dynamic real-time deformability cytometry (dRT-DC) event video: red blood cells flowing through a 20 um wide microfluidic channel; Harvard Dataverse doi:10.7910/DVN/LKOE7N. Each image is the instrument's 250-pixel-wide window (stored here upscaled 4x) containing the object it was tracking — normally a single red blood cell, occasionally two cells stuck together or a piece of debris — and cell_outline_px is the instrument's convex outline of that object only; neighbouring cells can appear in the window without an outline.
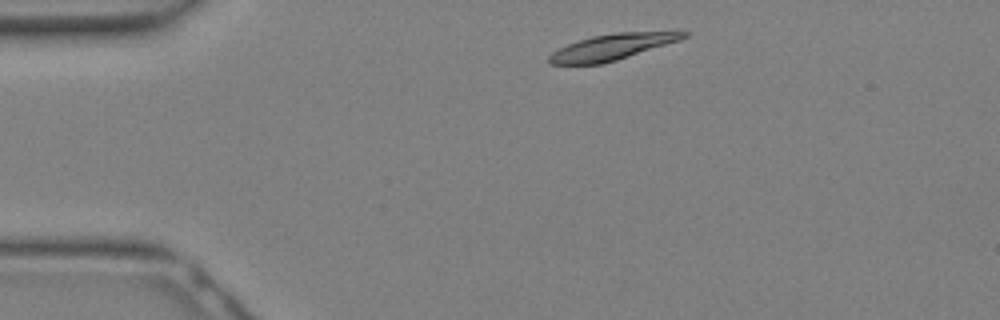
{"species": "Egyptian fruit bat (a non-hibernating species)", "species_latin": "Rousettus aegyptiacus", "temperature_condition": "warm", "stored_images_in_passage": 9, "camera_frame_rate_fps": 3000, "um_per_image_px": 0.085, "animal": {"sex": "female"}, "frame": {"image": 1, "passage_image": 2, "time_ms": 0.333, "image_size_px": [1000, 320], "cell_outline_px": [[688, 36], [680, 40], [616, 60], [600, 64], [548, 64], [548, 56], [552, 52], [568, 44], [592, 36], [616, 32], [688, 32]], "centroid_in_image_um": [51.99, 4.0], "position_along_channel_um": 33.0, "area_um2": 19.94}}
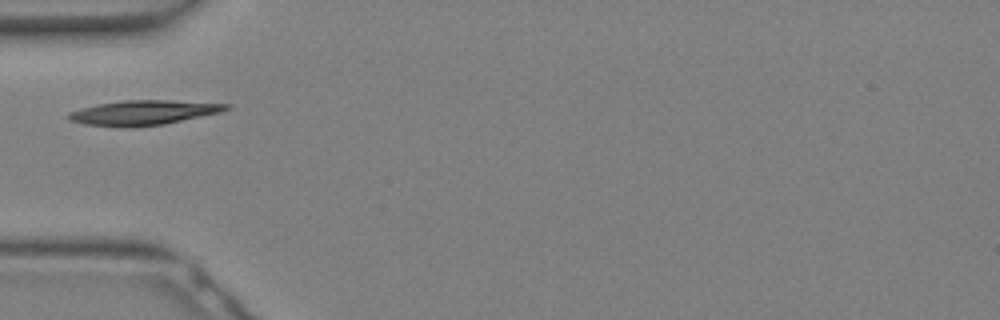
{"frame": {"image": 2, "passage_image": 6, "time_ms": 1.667, "image_size_px": [1000, 320], "cell_outline_px": [[232, 108], [220, 112], [164, 124], [128, 128], [120, 128], [84, 124], [68, 120], [68, 112], [80, 108], [96, 104], [124, 100], [168, 100], [232, 104]], "centroid_in_image_um": [12.15, 9.58], "position_along_channel_um": 72.8, "area_um2": 22.95}}
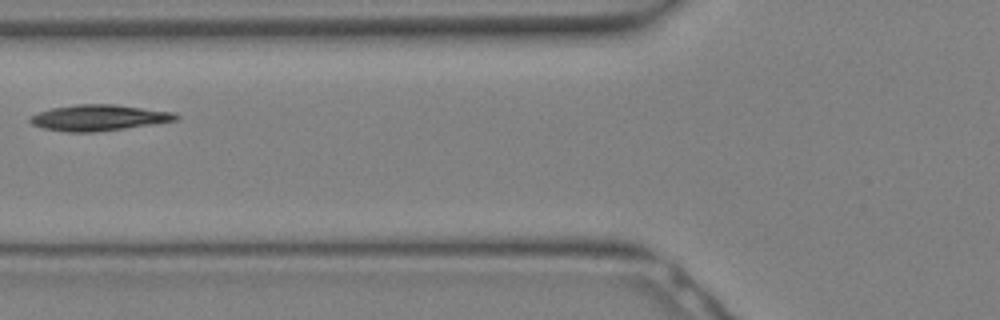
{"frame": {"image": 3, "passage_image": 8, "time_ms": 2.333, "image_size_px": [1000, 320], "cell_outline_px": [[180, 116], [176, 120], [152, 124], [96, 132], [64, 132], [44, 128], [32, 124], [28, 120], [32, 116], [40, 112], [52, 108], [76, 104], [116, 104], [172, 112]], "centroid_in_image_um": [8.38, 10.0], "position_along_channel_um": 117.4, "area_um2": 21.85}}